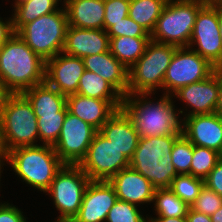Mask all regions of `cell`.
Segmentation results:
<instances>
[{
	"mask_svg": "<svg viewBox=\"0 0 222 222\" xmlns=\"http://www.w3.org/2000/svg\"><path fill=\"white\" fill-rule=\"evenodd\" d=\"M80 168L92 181H109L122 169L130 167V160L97 131Z\"/></svg>",
	"mask_w": 222,
	"mask_h": 222,
	"instance_id": "obj_11",
	"label": "cell"
},
{
	"mask_svg": "<svg viewBox=\"0 0 222 222\" xmlns=\"http://www.w3.org/2000/svg\"><path fill=\"white\" fill-rule=\"evenodd\" d=\"M69 26L104 29V0H63Z\"/></svg>",
	"mask_w": 222,
	"mask_h": 222,
	"instance_id": "obj_23",
	"label": "cell"
},
{
	"mask_svg": "<svg viewBox=\"0 0 222 222\" xmlns=\"http://www.w3.org/2000/svg\"><path fill=\"white\" fill-rule=\"evenodd\" d=\"M6 203L0 206V222H27L25 215L18 207Z\"/></svg>",
	"mask_w": 222,
	"mask_h": 222,
	"instance_id": "obj_39",
	"label": "cell"
},
{
	"mask_svg": "<svg viewBox=\"0 0 222 222\" xmlns=\"http://www.w3.org/2000/svg\"><path fill=\"white\" fill-rule=\"evenodd\" d=\"M99 132L122 151L129 160L133 158L140 137L131 119L122 109L116 110Z\"/></svg>",
	"mask_w": 222,
	"mask_h": 222,
	"instance_id": "obj_21",
	"label": "cell"
},
{
	"mask_svg": "<svg viewBox=\"0 0 222 222\" xmlns=\"http://www.w3.org/2000/svg\"><path fill=\"white\" fill-rule=\"evenodd\" d=\"M109 183L119 200L140 206L153 203L155 187L151 182L131 167L115 174Z\"/></svg>",
	"mask_w": 222,
	"mask_h": 222,
	"instance_id": "obj_18",
	"label": "cell"
},
{
	"mask_svg": "<svg viewBox=\"0 0 222 222\" xmlns=\"http://www.w3.org/2000/svg\"><path fill=\"white\" fill-rule=\"evenodd\" d=\"M168 0H130L128 16L150 35Z\"/></svg>",
	"mask_w": 222,
	"mask_h": 222,
	"instance_id": "obj_27",
	"label": "cell"
},
{
	"mask_svg": "<svg viewBox=\"0 0 222 222\" xmlns=\"http://www.w3.org/2000/svg\"><path fill=\"white\" fill-rule=\"evenodd\" d=\"M171 96L185 102L192 109L182 116L214 113L219 96V69L205 80L179 88Z\"/></svg>",
	"mask_w": 222,
	"mask_h": 222,
	"instance_id": "obj_16",
	"label": "cell"
},
{
	"mask_svg": "<svg viewBox=\"0 0 222 222\" xmlns=\"http://www.w3.org/2000/svg\"><path fill=\"white\" fill-rule=\"evenodd\" d=\"M8 164L23 182L43 193L64 165L53 146L45 144L11 150Z\"/></svg>",
	"mask_w": 222,
	"mask_h": 222,
	"instance_id": "obj_4",
	"label": "cell"
},
{
	"mask_svg": "<svg viewBox=\"0 0 222 222\" xmlns=\"http://www.w3.org/2000/svg\"><path fill=\"white\" fill-rule=\"evenodd\" d=\"M5 139L9 150L34 146L39 140L37 117L28 99L22 94H12L0 112Z\"/></svg>",
	"mask_w": 222,
	"mask_h": 222,
	"instance_id": "obj_8",
	"label": "cell"
},
{
	"mask_svg": "<svg viewBox=\"0 0 222 222\" xmlns=\"http://www.w3.org/2000/svg\"><path fill=\"white\" fill-rule=\"evenodd\" d=\"M3 44H4V42H0V51H1V48H2Z\"/></svg>",
	"mask_w": 222,
	"mask_h": 222,
	"instance_id": "obj_49",
	"label": "cell"
},
{
	"mask_svg": "<svg viewBox=\"0 0 222 222\" xmlns=\"http://www.w3.org/2000/svg\"><path fill=\"white\" fill-rule=\"evenodd\" d=\"M59 1L61 2V0H22L14 4V14L12 13L14 33H17L25 24L57 11Z\"/></svg>",
	"mask_w": 222,
	"mask_h": 222,
	"instance_id": "obj_26",
	"label": "cell"
},
{
	"mask_svg": "<svg viewBox=\"0 0 222 222\" xmlns=\"http://www.w3.org/2000/svg\"><path fill=\"white\" fill-rule=\"evenodd\" d=\"M200 1H203L205 3H219V2H222V0H200Z\"/></svg>",
	"mask_w": 222,
	"mask_h": 222,
	"instance_id": "obj_48",
	"label": "cell"
},
{
	"mask_svg": "<svg viewBox=\"0 0 222 222\" xmlns=\"http://www.w3.org/2000/svg\"><path fill=\"white\" fill-rule=\"evenodd\" d=\"M97 130L67 111L61 133L53 148L64 164L79 165Z\"/></svg>",
	"mask_w": 222,
	"mask_h": 222,
	"instance_id": "obj_13",
	"label": "cell"
},
{
	"mask_svg": "<svg viewBox=\"0 0 222 222\" xmlns=\"http://www.w3.org/2000/svg\"><path fill=\"white\" fill-rule=\"evenodd\" d=\"M76 94L99 100H123V96L100 75L85 70Z\"/></svg>",
	"mask_w": 222,
	"mask_h": 222,
	"instance_id": "obj_28",
	"label": "cell"
},
{
	"mask_svg": "<svg viewBox=\"0 0 222 222\" xmlns=\"http://www.w3.org/2000/svg\"><path fill=\"white\" fill-rule=\"evenodd\" d=\"M177 46L150 41L145 53L128 69L127 94H155L162 88Z\"/></svg>",
	"mask_w": 222,
	"mask_h": 222,
	"instance_id": "obj_6",
	"label": "cell"
},
{
	"mask_svg": "<svg viewBox=\"0 0 222 222\" xmlns=\"http://www.w3.org/2000/svg\"><path fill=\"white\" fill-rule=\"evenodd\" d=\"M221 157L222 155L215 150L193 145L191 175L205 179Z\"/></svg>",
	"mask_w": 222,
	"mask_h": 222,
	"instance_id": "obj_32",
	"label": "cell"
},
{
	"mask_svg": "<svg viewBox=\"0 0 222 222\" xmlns=\"http://www.w3.org/2000/svg\"><path fill=\"white\" fill-rule=\"evenodd\" d=\"M162 95L157 102L147 98L151 94H127L123 97L121 109L131 119L139 137L182 134V120L178 118L185 113L184 109H175L173 97Z\"/></svg>",
	"mask_w": 222,
	"mask_h": 222,
	"instance_id": "obj_1",
	"label": "cell"
},
{
	"mask_svg": "<svg viewBox=\"0 0 222 222\" xmlns=\"http://www.w3.org/2000/svg\"><path fill=\"white\" fill-rule=\"evenodd\" d=\"M156 217L186 218L190 206L169 188H157L153 197Z\"/></svg>",
	"mask_w": 222,
	"mask_h": 222,
	"instance_id": "obj_29",
	"label": "cell"
},
{
	"mask_svg": "<svg viewBox=\"0 0 222 222\" xmlns=\"http://www.w3.org/2000/svg\"><path fill=\"white\" fill-rule=\"evenodd\" d=\"M205 185L202 178L190 174L177 175L171 182L169 189L189 206L193 204L201 189Z\"/></svg>",
	"mask_w": 222,
	"mask_h": 222,
	"instance_id": "obj_31",
	"label": "cell"
},
{
	"mask_svg": "<svg viewBox=\"0 0 222 222\" xmlns=\"http://www.w3.org/2000/svg\"><path fill=\"white\" fill-rule=\"evenodd\" d=\"M109 37L130 36V37H150V34L129 16L115 23L107 30Z\"/></svg>",
	"mask_w": 222,
	"mask_h": 222,
	"instance_id": "obj_37",
	"label": "cell"
},
{
	"mask_svg": "<svg viewBox=\"0 0 222 222\" xmlns=\"http://www.w3.org/2000/svg\"><path fill=\"white\" fill-rule=\"evenodd\" d=\"M104 30L128 16L130 0H104Z\"/></svg>",
	"mask_w": 222,
	"mask_h": 222,
	"instance_id": "obj_36",
	"label": "cell"
},
{
	"mask_svg": "<svg viewBox=\"0 0 222 222\" xmlns=\"http://www.w3.org/2000/svg\"><path fill=\"white\" fill-rule=\"evenodd\" d=\"M46 61L14 33L0 51V77L13 94L45 81Z\"/></svg>",
	"mask_w": 222,
	"mask_h": 222,
	"instance_id": "obj_2",
	"label": "cell"
},
{
	"mask_svg": "<svg viewBox=\"0 0 222 222\" xmlns=\"http://www.w3.org/2000/svg\"><path fill=\"white\" fill-rule=\"evenodd\" d=\"M204 4L200 0H168L150 35L151 40L188 47L196 15Z\"/></svg>",
	"mask_w": 222,
	"mask_h": 222,
	"instance_id": "obj_5",
	"label": "cell"
},
{
	"mask_svg": "<svg viewBox=\"0 0 222 222\" xmlns=\"http://www.w3.org/2000/svg\"><path fill=\"white\" fill-rule=\"evenodd\" d=\"M20 1H22V0H15L14 4H16V3L20 2Z\"/></svg>",
	"mask_w": 222,
	"mask_h": 222,
	"instance_id": "obj_51",
	"label": "cell"
},
{
	"mask_svg": "<svg viewBox=\"0 0 222 222\" xmlns=\"http://www.w3.org/2000/svg\"><path fill=\"white\" fill-rule=\"evenodd\" d=\"M85 70L100 75L108 81L123 97L128 92V68L110 50L100 54L83 57Z\"/></svg>",
	"mask_w": 222,
	"mask_h": 222,
	"instance_id": "obj_22",
	"label": "cell"
},
{
	"mask_svg": "<svg viewBox=\"0 0 222 222\" xmlns=\"http://www.w3.org/2000/svg\"><path fill=\"white\" fill-rule=\"evenodd\" d=\"M172 163L178 175H191L193 144L181 134L174 142L171 151Z\"/></svg>",
	"mask_w": 222,
	"mask_h": 222,
	"instance_id": "obj_33",
	"label": "cell"
},
{
	"mask_svg": "<svg viewBox=\"0 0 222 222\" xmlns=\"http://www.w3.org/2000/svg\"><path fill=\"white\" fill-rule=\"evenodd\" d=\"M118 200L109 181H90L85 189L81 207L72 222H104Z\"/></svg>",
	"mask_w": 222,
	"mask_h": 222,
	"instance_id": "obj_15",
	"label": "cell"
},
{
	"mask_svg": "<svg viewBox=\"0 0 222 222\" xmlns=\"http://www.w3.org/2000/svg\"><path fill=\"white\" fill-rule=\"evenodd\" d=\"M148 221L149 222H187L186 218H176V217H171V218H167V217L149 218L148 217Z\"/></svg>",
	"mask_w": 222,
	"mask_h": 222,
	"instance_id": "obj_45",
	"label": "cell"
},
{
	"mask_svg": "<svg viewBox=\"0 0 222 222\" xmlns=\"http://www.w3.org/2000/svg\"><path fill=\"white\" fill-rule=\"evenodd\" d=\"M69 23L65 7L25 24L17 34L44 61L64 48Z\"/></svg>",
	"mask_w": 222,
	"mask_h": 222,
	"instance_id": "obj_7",
	"label": "cell"
},
{
	"mask_svg": "<svg viewBox=\"0 0 222 222\" xmlns=\"http://www.w3.org/2000/svg\"><path fill=\"white\" fill-rule=\"evenodd\" d=\"M218 23V3H205L198 11L188 47L222 69V42ZM196 45L197 48H193Z\"/></svg>",
	"mask_w": 222,
	"mask_h": 222,
	"instance_id": "obj_12",
	"label": "cell"
},
{
	"mask_svg": "<svg viewBox=\"0 0 222 222\" xmlns=\"http://www.w3.org/2000/svg\"><path fill=\"white\" fill-rule=\"evenodd\" d=\"M84 71L82 58L61 52L46 61L45 81L65 96L76 94Z\"/></svg>",
	"mask_w": 222,
	"mask_h": 222,
	"instance_id": "obj_14",
	"label": "cell"
},
{
	"mask_svg": "<svg viewBox=\"0 0 222 222\" xmlns=\"http://www.w3.org/2000/svg\"><path fill=\"white\" fill-rule=\"evenodd\" d=\"M91 180L79 165L64 164L45 192L52 197V201L60 215L57 221H72L77 215L85 189Z\"/></svg>",
	"mask_w": 222,
	"mask_h": 222,
	"instance_id": "obj_9",
	"label": "cell"
},
{
	"mask_svg": "<svg viewBox=\"0 0 222 222\" xmlns=\"http://www.w3.org/2000/svg\"><path fill=\"white\" fill-rule=\"evenodd\" d=\"M110 38L104 29L68 26L63 53L83 58L109 51Z\"/></svg>",
	"mask_w": 222,
	"mask_h": 222,
	"instance_id": "obj_20",
	"label": "cell"
},
{
	"mask_svg": "<svg viewBox=\"0 0 222 222\" xmlns=\"http://www.w3.org/2000/svg\"><path fill=\"white\" fill-rule=\"evenodd\" d=\"M182 134L193 144L215 150L222 155V117L218 114H197L184 117Z\"/></svg>",
	"mask_w": 222,
	"mask_h": 222,
	"instance_id": "obj_17",
	"label": "cell"
},
{
	"mask_svg": "<svg viewBox=\"0 0 222 222\" xmlns=\"http://www.w3.org/2000/svg\"><path fill=\"white\" fill-rule=\"evenodd\" d=\"M186 220L187 222H212L211 217L209 215L196 212L191 208H189L188 210Z\"/></svg>",
	"mask_w": 222,
	"mask_h": 222,
	"instance_id": "obj_42",
	"label": "cell"
},
{
	"mask_svg": "<svg viewBox=\"0 0 222 222\" xmlns=\"http://www.w3.org/2000/svg\"><path fill=\"white\" fill-rule=\"evenodd\" d=\"M109 50L128 69L145 53L151 37H109Z\"/></svg>",
	"mask_w": 222,
	"mask_h": 222,
	"instance_id": "obj_25",
	"label": "cell"
},
{
	"mask_svg": "<svg viewBox=\"0 0 222 222\" xmlns=\"http://www.w3.org/2000/svg\"><path fill=\"white\" fill-rule=\"evenodd\" d=\"M204 181L209 189L222 197V157Z\"/></svg>",
	"mask_w": 222,
	"mask_h": 222,
	"instance_id": "obj_38",
	"label": "cell"
},
{
	"mask_svg": "<svg viewBox=\"0 0 222 222\" xmlns=\"http://www.w3.org/2000/svg\"><path fill=\"white\" fill-rule=\"evenodd\" d=\"M13 34L12 17L5 21L0 17V42H6Z\"/></svg>",
	"mask_w": 222,
	"mask_h": 222,
	"instance_id": "obj_41",
	"label": "cell"
},
{
	"mask_svg": "<svg viewBox=\"0 0 222 222\" xmlns=\"http://www.w3.org/2000/svg\"><path fill=\"white\" fill-rule=\"evenodd\" d=\"M55 222H72V221H57V220H55Z\"/></svg>",
	"mask_w": 222,
	"mask_h": 222,
	"instance_id": "obj_50",
	"label": "cell"
},
{
	"mask_svg": "<svg viewBox=\"0 0 222 222\" xmlns=\"http://www.w3.org/2000/svg\"><path fill=\"white\" fill-rule=\"evenodd\" d=\"M218 23L222 42V2L218 3Z\"/></svg>",
	"mask_w": 222,
	"mask_h": 222,
	"instance_id": "obj_46",
	"label": "cell"
},
{
	"mask_svg": "<svg viewBox=\"0 0 222 222\" xmlns=\"http://www.w3.org/2000/svg\"><path fill=\"white\" fill-rule=\"evenodd\" d=\"M215 113L222 117V69H219V96Z\"/></svg>",
	"mask_w": 222,
	"mask_h": 222,
	"instance_id": "obj_44",
	"label": "cell"
},
{
	"mask_svg": "<svg viewBox=\"0 0 222 222\" xmlns=\"http://www.w3.org/2000/svg\"><path fill=\"white\" fill-rule=\"evenodd\" d=\"M212 222H222V207L211 216Z\"/></svg>",
	"mask_w": 222,
	"mask_h": 222,
	"instance_id": "obj_47",
	"label": "cell"
},
{
	"mask_svg": "<svg viewBox=\"0 0 222 222\" xmlns=\"http://www.w3.org/2000/svg\"><path fill=\"white\" fill-rule=\"evenodd\" d=\"M9 158H10V150L7 146V142L5 139V134L2 128V125L0 123V175H1V168L4 166L5 163H9Z\"/></svg>",
	"mask_w": 222,
	"mask_h": 222,
	"instance_id": "obj_40",
	"label": "cell"
},
{
	"mask_svg": "<svg viewBox=\"0 0 222 222\" xmlns=\"http://www.w3.org/2000/svg\"><path fill=\"white\" fill-rule=\"evenodd\" d=\"M12 94L13 93L7 88L6 84L0 77V112Z\"/></svg>",
	"mask_w": 222,
	"mask_h": 222,
	"instance_id": "obj_43",
	"label": "cell"
},
{
	"mask_svg": "<svg viewBox=\"0 0 222 222\" xmlns=\"http://www.w3.org/2000/svg\"><path fill=\"white\" fill-rule=\"evenodd\" d=\"M123 100H99L80 94L67 96L68 111L90 124L97 131L116 112L121 109Z\"/></svg>",
	"mask_w": 222,
	"mask_h": 222,
	"instance_id": "obj_19",
	"label": "cell"
},
{
	"mask_svg": "<svg viewBox=\"0 0 222 222\" xmlns=\"http://www.w3.org/2000/svg\"><path fill=\"white\" fill-rule=\"evenodd\" d=\"M180 135L140 137L130 167L147 178L156 189L169 188L178 175L171 151Z\"/></svg>",
	"mask_w": 222,
	"mask_h": 222,
	"instance_id": "obj_3",
	"label": "cell"
},
{
	"mask_svg": "<svg viewBox=\"0 0 222 222\" xmlns=\"http://www.w3.org/2000/svg\"><path fill=\"white\" fill-rule=\"evenodd\" d=\"M217 68L190 47H177L163 81V94L170 95L179 88L207 79Z\"/></svg>",
	"mask_w": 222,
	"mask_h": 222,
	"instance_id": "obj_10",
	"label": "cell"
},
{
	"mask_svg": "<svg viewBox=\"0 0 222 222\" xmlns=\"http://www.w3.org/2000/svg\"><path fill=\"white\" fill-rule=\"evenodd\" d=\"M67 111L68 108L66 105L60 112L41 115V117L37 118L39 143L42 141V144L52 146L56 143L60 136Z\"/></svg>",
	"mask_w": 222,
	"mask_h": 222,
	"instance_id": "obj_30",
	"label": "cell"
},
{
	"mask_svg": "<svg viewBox=\"0 0 222 222\" xmlns=\"http://www.w3.org/2000/svg\"><path fill=\"white\" fill-rule=\"evenodd\" d=\"M138 206L122 200H117L107 214L105 222H149L141 215Z\"/></svg>",
	"mask_w": 222,
	"mask_h": 222,
	"instance_id": "obj_34",
	"label": "cell"
},
{
	"mask_svg": "<svg viewBox=\"0 0 222 222\" xmlns=\"http://www.w3.org/2000/svg\"><path fill=\"white\" fill-rule=\"evenodd\" d=\"M222 207V197L215 191L209 189L206 185L200 191V194L190 206L192 210L211 216Z\"/></svg>",
	"mask_w": 222,
	"mask_h": 222,
	"instance_id": "obj_35",
	"label": "cell"
},
{
	"mask_svg": "<svg viewBox=\"0 0 222 222\" xmlns=\"http://www.w3.org/2000/svg\"><path fill=\"white\" fill-rule=\"evenodd\" d=\"M31 103L37 118L60 112L67 104V96L61 94L46 81L22 93Z\"/></svg>",
	"mask_w": 222,
	"mask_h": 222,
	"instance_id": "obj_24",
	"label": "cell"
}]
</instances>
